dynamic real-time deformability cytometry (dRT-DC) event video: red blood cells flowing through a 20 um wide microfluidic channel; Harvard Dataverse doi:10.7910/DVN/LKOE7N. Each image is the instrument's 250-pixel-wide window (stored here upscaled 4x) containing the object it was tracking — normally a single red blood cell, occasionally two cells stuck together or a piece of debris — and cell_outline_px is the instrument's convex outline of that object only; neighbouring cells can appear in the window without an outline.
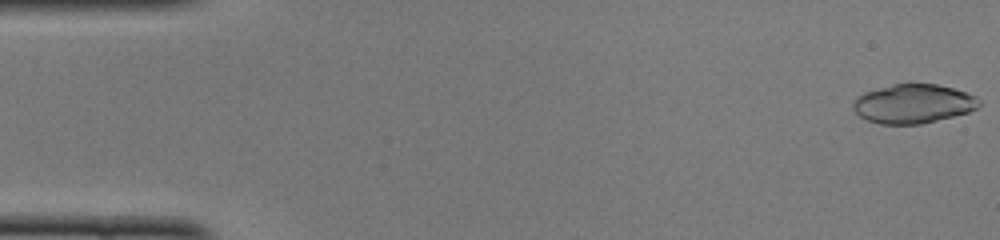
{"species": "common noctule bat (a hibernating species)", "species_latin": "Nyctalus noctula", "temperature_condition": "cold", "stored_images_in_passage": 50, "camera_frame_rate_fps": 3000, "um_per_image_px": 0.085, "animal": {"sex": "female", "body_mass_g": 22.0, "forearm_length_mm": 56.7}, "frame": {"image": 1, "passage_image": 1, "time_ms": 0.0, "image_size_px": [1000, 240], "cell_outline_px": [[980, 104], [976, 108], [968, 112], [920, 124], [880, 124], [868, 120], [860, 116], [852, 108], [852, 104], [856, 96], [864, 92], [892, 84], [936, 84], [952, 88], [976, 96], [980, 100]], "centroid_in_image_um": [77.59, 8.81], "position_along_channel_um": 7.4, "area_um2": 28.5}}